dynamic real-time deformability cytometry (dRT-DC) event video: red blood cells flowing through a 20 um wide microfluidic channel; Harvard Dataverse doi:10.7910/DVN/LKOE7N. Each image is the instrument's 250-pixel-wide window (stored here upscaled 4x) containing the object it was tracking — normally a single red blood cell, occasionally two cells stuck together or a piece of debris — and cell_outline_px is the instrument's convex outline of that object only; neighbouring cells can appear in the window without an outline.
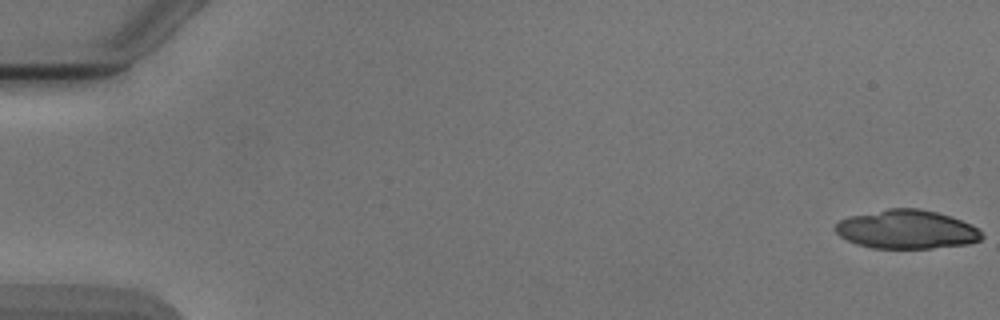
{"species": "Egyptian fruit bat (a non-hibernating species)", "species_latin": "Rousettus aegyptiacus", "temperature_condition": "cold", "stored_images_in_passage": 6, "camera_frame_rate_fps": 3000, "um_per_image_px": 0.085, "animal": {"sex": "male"}, "frame": {"image": 1, "passage_image": 1, "time_ms": 0.0, "image_size_px": [1000, 320], "cell_outline_px": [[984, 236], [980, 240], [968, 244], [932, 248], [872, 248], [856, 244], [840, 236], [836, 232], [836, 224], [840, 220], [848, 216], [888, 208], [916, 208], [936, 212], [972, 224]], "centroid_in_image_um": [77.05, 19.5], "position_along_channel_um": 7.9, "area_um2": 32.95}}